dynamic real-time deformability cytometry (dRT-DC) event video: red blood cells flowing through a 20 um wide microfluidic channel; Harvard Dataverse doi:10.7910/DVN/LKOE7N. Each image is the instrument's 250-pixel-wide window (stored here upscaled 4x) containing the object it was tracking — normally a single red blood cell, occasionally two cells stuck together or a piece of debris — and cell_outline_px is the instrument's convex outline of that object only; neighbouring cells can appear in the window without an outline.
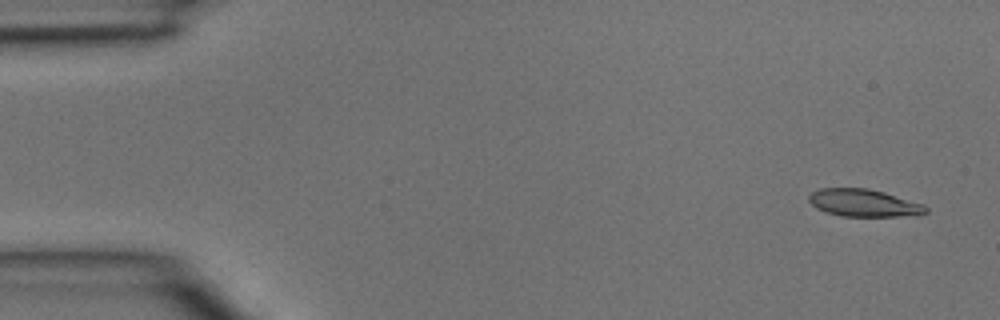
{"species": "common noctule bat (a hibernating species)", "species_latin": "Nyctalus noctula", "temperature_condition": "room temperature", "stored_images_in_passage": 4, "camera_frame_rate_fps": 3000, "um_per_image_px": 0.085, "animal": {"sex": "male", "body_mass_g": 15.6}, "frame": {"image": 1, "passage_image": 1, "time_ms": 0.0, "image_size_px": [1000, 320], "cell_outline_px": [[928, 212], [900, 216], [840, 216], [824, 212], [816, 208], [808, 200], [808, 196], [812, 192], [820, 188], [868, 188], [884, 192], [924, 204], [928, 208]], "centroid_in_image_um": [73.38, 17.24], "position_along_channel_um": 11.6, "area_um2": 18.67}}